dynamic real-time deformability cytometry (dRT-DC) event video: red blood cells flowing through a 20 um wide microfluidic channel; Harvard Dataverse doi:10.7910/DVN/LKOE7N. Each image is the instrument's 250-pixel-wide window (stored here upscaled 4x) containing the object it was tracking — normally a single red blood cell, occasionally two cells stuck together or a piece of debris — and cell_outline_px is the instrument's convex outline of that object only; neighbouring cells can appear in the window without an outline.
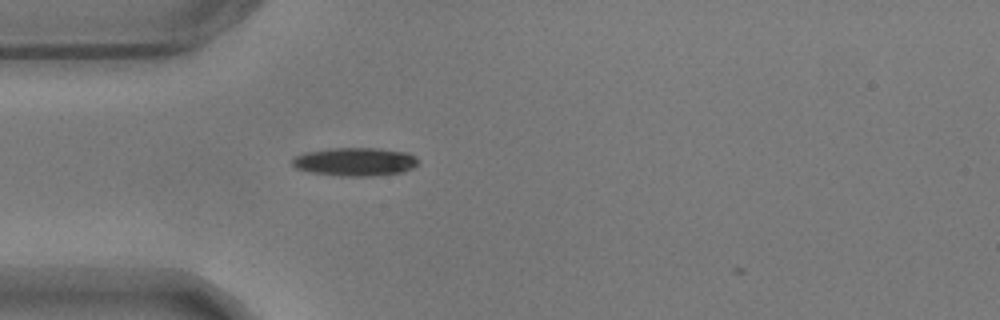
{"species": "common noctule bat (a hibernating species)", "species_latin": "Nyctalus noctula", "temperature_condition": "warm", "stored_images_in_passage": 2, "camera_frame_rate_fps": 3000, "um_per_image_px": 0.085, "animal": {"sex": "male", "body_mass_g": 17.9}, "frame": {"image": 1, "passage_image": 1, "time_ms": 0.0, "image_size_px": [1000, 320], "cell_outline_px": [[416, 164], [412, 168], [400, 172], [372, 176], [348, 176], [312, 172], [296, 168], [292, 164], [292, 160], [296, 156], [304, 152], [332, 148], [376, 148], [408, 152], [416, 160]], "centroid_in_image_um": [30.15, 13.74], "position_along_channel_um": 54.9, "area_um2": 20.4}}